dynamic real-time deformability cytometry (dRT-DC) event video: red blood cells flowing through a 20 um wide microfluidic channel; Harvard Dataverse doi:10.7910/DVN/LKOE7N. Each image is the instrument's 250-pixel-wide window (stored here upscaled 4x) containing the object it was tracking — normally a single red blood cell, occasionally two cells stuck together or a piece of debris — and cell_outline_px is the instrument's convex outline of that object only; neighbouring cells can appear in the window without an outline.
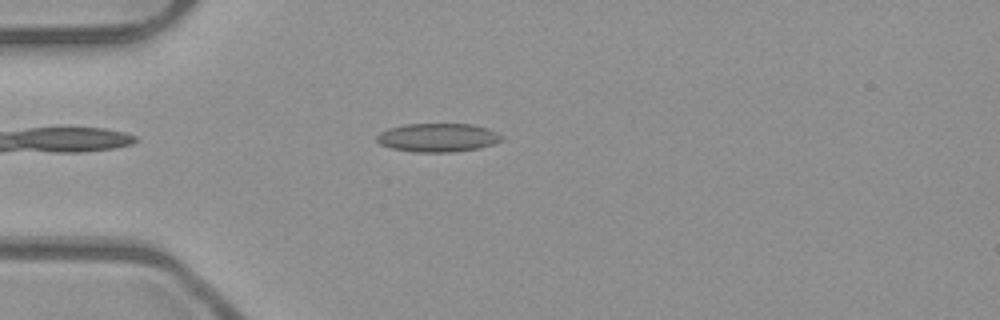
{"species": "common noctule bat (a hibernating species)", "species_latin": "Nyctalus noctula", "temperature_condition": "room temperature", "stored_images_in_passage": 41, "camera_frame_rate_fps": 3000, "um_per_image_px": 0.085, "animal": {"sex": "male", "body_mass_g": 23.1, "forearm_length_mm": 52.7}, "frame": {"image": 1, "passage_image": 3, "time_ms": 0.667, "image_size_px": [1000, 320], "cell_outline_px": [[504, 140], [480, 148], [452, 152], [416, 152], [392, 148], [380, 144], [376, 140], [376, 136], [380, 132], [388, 128], [404, 124], [472, 124], [488, 128], [504, 136]], "centroid_in_image_um": [37.23, 11.69], "position_along_channel_um": 47.8, "area_um2": 20.92}}
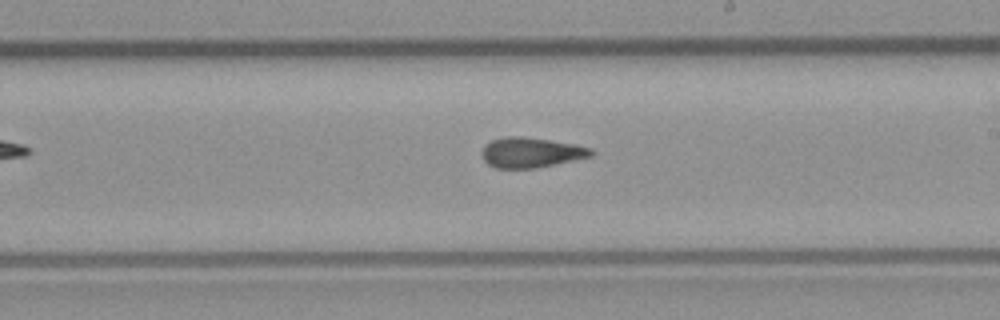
{"frame": {"image": 2, "passage_image": 19, "time_ms": 6.0, "image_size_px": [1000, 320], "cell_outline_px": [[596, 152], [592, 156], [536, 168], [496, 168], [488, 164], [484, 160], [480, 152], [492, 140], [504, 136], [520, 136], [552, 140], [576, 144], [592, 148]], "centroid_in_image_um": [45.17, 12.96], "position_along_channel_um": 243.8, "area_um2": 19.25}}
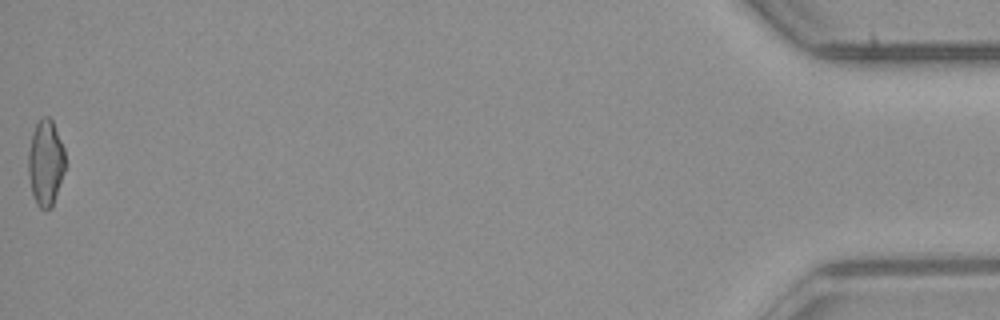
{"frame": {"image": 3, "passage_image": 41, "time_ms": 13.333, "image_size_px": [1000, 320], "cell_outline_px": [[64, 172], [52, 208], [40, 208], [36, 204], [32, 192], [28, 172], [28, 152], [32, 132], [36, 124], [44, 116], [48, 116], [52, 120], [64, 148]], "centroid_in_image_um": [3.87, 13.83], "position_along_channel_um": 431.3, "area_um2": 18.32}, "authors_computed_cell_mechanics": {"area_um2": 19.1896, "velocity_mm_per_s": 3.9557, "shape_relaxation_time_tau1_ms": null, "shape_relaxation_time_tau2_ms": 2.9148, "deformation_change_tau1": null, "deformation_change_tau2": 0.1265}}